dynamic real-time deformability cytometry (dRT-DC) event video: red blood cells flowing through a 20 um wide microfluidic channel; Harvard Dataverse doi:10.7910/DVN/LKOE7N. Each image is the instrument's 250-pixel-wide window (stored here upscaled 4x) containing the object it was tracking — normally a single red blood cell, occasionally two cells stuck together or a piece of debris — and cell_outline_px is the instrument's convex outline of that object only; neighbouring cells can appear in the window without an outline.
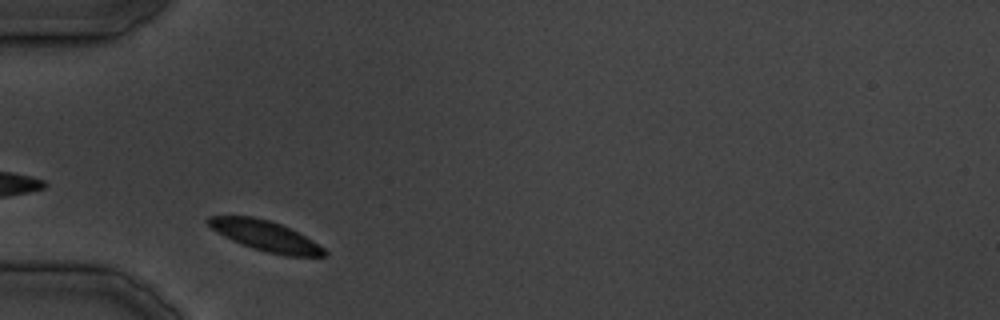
{"species": "common noctule bat (a hibernating species)", "species_latin": "Nyctalus noctula", "temperature_condition": "cold", "stored_images_in_passage": 25, "camera_frame_rate_fps": 3000, "um_per_image_px": 0.085, "animal": {"sex": "male", "body_mass_g": 19.5, "forearm_length_mm": 54.6}, "frame": {"image": 1, "passage_image": 1, "time_ms": 0.0, "image_size_px": [1000, 320], "cell_outline_px": [[328, 256], [288, 256], [268, 252], [252, 248], [232, 240], [224, 236], [212, 228], [204, 220], [208, 216], [252, 216], [268, 220], [280, 224], [312, 240], [324, 248], [328, 252]], "centroid_in_image_um": [22.55, 20.05], "position_along_channel_um": 62.4, "area_um2": 20.23}}